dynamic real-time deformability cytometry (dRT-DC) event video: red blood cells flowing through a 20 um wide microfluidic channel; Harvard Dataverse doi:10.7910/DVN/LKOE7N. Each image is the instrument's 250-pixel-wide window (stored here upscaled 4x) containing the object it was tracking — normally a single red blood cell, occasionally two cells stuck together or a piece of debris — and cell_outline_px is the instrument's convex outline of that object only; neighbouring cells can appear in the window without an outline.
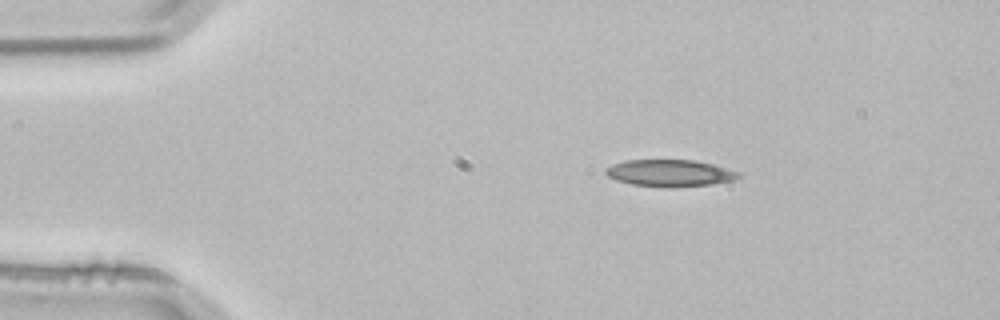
{"species": "common noctule bat (a hibernating species)", "species_latin": "Nyctalus noctula", "temperature_condition": "room temperature", "stored_images_in_passage": 2, "camera_frame_rate_fps": 3000, "um_per_image_px": 0.085, "animal": {"sex": "male", "body_mass_g": 21.5, "forearm_length_mm": 52.0}, "frame": {"image": 1, "passage_image": 1, "time_ms": 0.0, "image_size_px": [1000, 320], "cell_outline_px": [[740, 176], [732, 180], [712, 184], [672, 188], [632, 184], [616, 180], [608, 176], [604, 172], [604, 168], [612, 164], [624, 160], [696, 160], [712, 164], [740, 172]], "centroid_in_image_um": [56.9, 14.71], "position_along_channel_um": 28.1, "area_um2": 20.87}}